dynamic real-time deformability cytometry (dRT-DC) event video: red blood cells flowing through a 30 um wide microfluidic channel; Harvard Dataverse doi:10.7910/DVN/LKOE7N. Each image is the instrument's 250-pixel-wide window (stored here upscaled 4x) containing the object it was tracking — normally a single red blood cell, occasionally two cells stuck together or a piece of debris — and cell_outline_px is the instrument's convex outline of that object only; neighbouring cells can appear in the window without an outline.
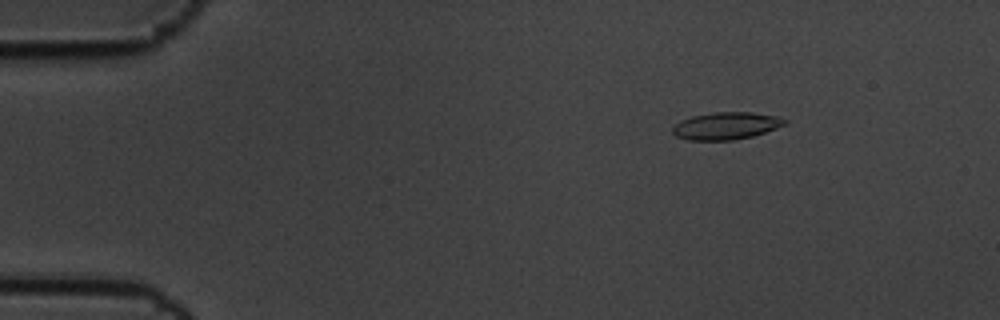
{"species": "common noctule bat (a hibernating species)", "species_latin": "Nyctalus noctula", "temperature_condition": "cold", "stored_images_in_passage": 2, "camera_frame_rate_fps": 3000, "um_per_image_px": 0.085, "animal": {"sex": "male", "body_mass_g": 19.5, "forearm_length_mm": 54.6}, "frame": {"image": 1, "passage_image": 1, "time_ms": 0.0, "image_size_px": [1000, 320], "cell_outline_px": [[788, 120], [784, 124], [776, 128], [752, 136], [732, 140], [688, 140], [676, 136], [672, 132], [672, 124], [680, 120], [692, 116], [716, 112], [752, 112], [776, 116]], "centroid_in_image_um": [61.66, 10.69], "position_along_channel_um": 23.3, "area_um2": 17.8}}